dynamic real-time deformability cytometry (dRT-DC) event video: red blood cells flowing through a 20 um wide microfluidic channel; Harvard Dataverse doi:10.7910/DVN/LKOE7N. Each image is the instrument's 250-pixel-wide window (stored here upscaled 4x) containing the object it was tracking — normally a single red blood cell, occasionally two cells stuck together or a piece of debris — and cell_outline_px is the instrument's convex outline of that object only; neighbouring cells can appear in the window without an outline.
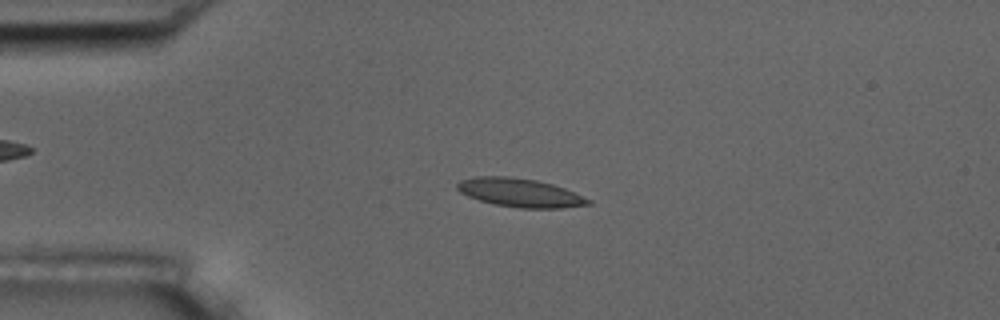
{"species": "common noctule bat (a hibernating species)", "species_latin": "Nyctalus noctula", "temperature_condition": "room temperature", "stored_images_in_passage": 3, "camera_frame_rate_fps": 3000, "um_per_image_px": 0.085, "animal": {"sex": "male", "body_mass_g": 17.5, "forearm_length_mm": 52.3}, "frame": {"image": 1, "passage_image": 2, "time_ms": 1.333, "image_size_px": [1000, 320], "cell_outline_px": [[592, 204], [560, 208], [520, 208], [492, 204], [468, 196], [460, 192], [456, 188], [456, 184], [460, 180], [476, 176], [508, 176], [536, 180], [552, 184], [564, 188], [592, 200]], "centroid_in_image_um": [44.18, 16.38], "position_along_channel_um": 40.8, "area_um2": 21.85}}